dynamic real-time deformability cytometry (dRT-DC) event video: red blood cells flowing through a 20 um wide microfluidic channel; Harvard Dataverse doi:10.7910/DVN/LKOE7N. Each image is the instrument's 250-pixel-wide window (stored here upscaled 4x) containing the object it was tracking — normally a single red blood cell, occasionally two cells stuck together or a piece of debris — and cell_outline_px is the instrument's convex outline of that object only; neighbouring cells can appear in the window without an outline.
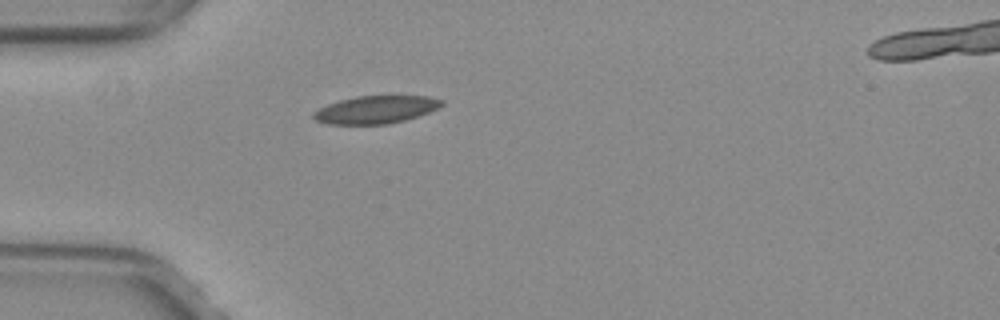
{"species": "common noctule bat (a hibernating species)", "species_latin": "Nyctalus noctula", "temperature_condition": "warm", "stored_images_in_passage": 38, "camera_frame_rate_fps": 3000, "um_per_image_px": 0.085, "animal": {"sex": "female", "body_mass_g": 29.2, "forearm_length_mm": 56.3}, "frame": {"image": 1, "passage_image": 1, "time_ms": 0.0, "image_size_px": [1000, 320], "cell_outline_px": [[444, 104], [428, 112], [404, 120], [388, 124], [328, 124], [316, 120], [312, 116], [312, 112], [328, 104], [340, 100], [356, 96], [428, 96], [444, 100]], "centroid_in_image_um": [31.93, 9.31], "position_along_channel_um": 53.1, "area_um2": 20.52}}
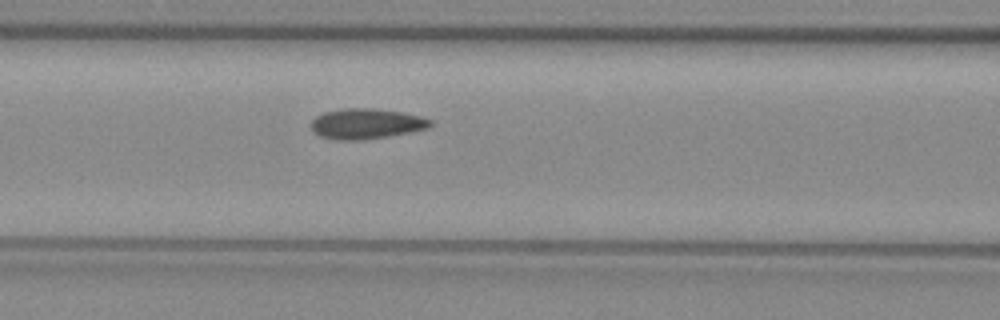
{"frame": {"image": 2, "passage_image": 8, "time_ms": 2.333, "image_size_px": [1000, 320], "cell_outline_px": [[436, 124], [428, 128], [388, 136], [360, 140], [332, 140], [320, 136], [312, 132], [312, 120], [316, 116], [324, 112], [340, 108], [376, 108], [404, 112], [420, 116], [432, 120]], "centroid_in_image_um": [31.13, 10.51], "position_along_channel_um": 135.5, "area_um2": 21.39}}
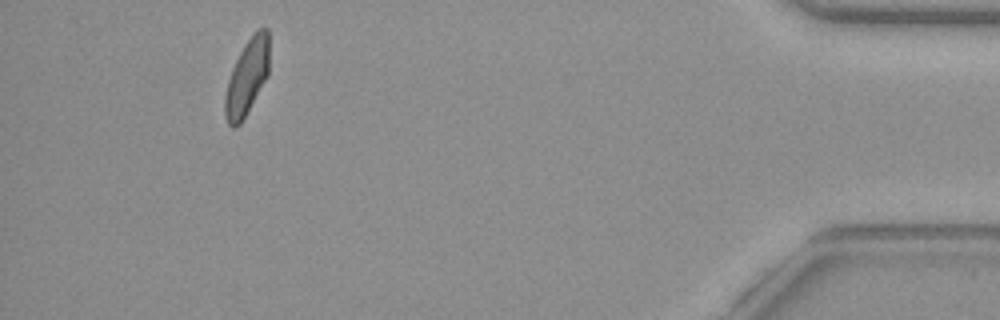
{"frame": {"image": 3, "passage_image": 34, "time_ms": 11.0, "image_size_px": [1000, 320], "cell_outline_px": [[268, 76], [240, 124], [236, 128], [232, 128], [228, 124], [224, 116], [224, 96], [228, 80], [232, 68], [244, 44], [260, 28], [268, 28]], "centroid_in_image_um": [20.97, 6.61], "position_along_channel_um": 414.2, "area_um2": 19.36}, "authors_computed_cell_mechanics": {"area_um2": 20.4323, "velocity_mm_per_s": 3.9747, "shape_relaxation_time_tau1_ms": 9.0063, "shape_relaxation_time_tau2_ms": 1.2557, "deformation_change_tau1": 0.1788, "deformation_change_tau2": 0.0544}}